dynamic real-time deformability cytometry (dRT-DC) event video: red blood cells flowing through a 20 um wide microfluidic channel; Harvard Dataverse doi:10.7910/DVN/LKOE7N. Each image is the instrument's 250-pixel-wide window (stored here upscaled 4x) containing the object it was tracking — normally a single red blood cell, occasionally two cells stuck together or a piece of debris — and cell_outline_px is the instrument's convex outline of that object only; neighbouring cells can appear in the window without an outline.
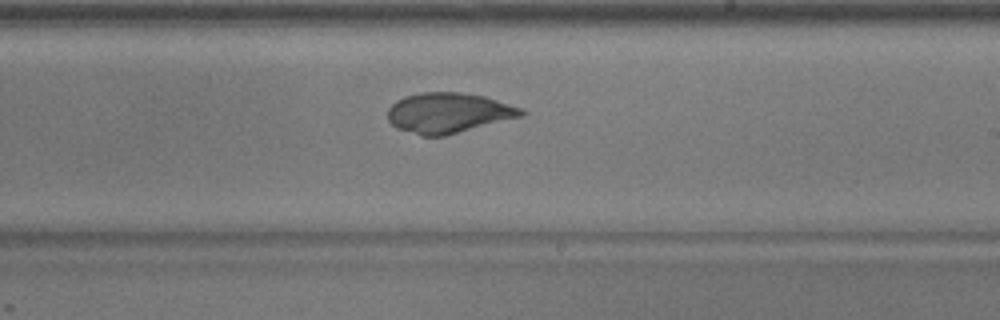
{"species": "common noctule bat (a hibernating species)", "species_latin": "Nyctalus noctula", "temperature_condition": "warm", "stored_images_in_passage": 48, "camera_frame_rate_fps": 3000, "um_per_image_px": 0.085, "animal": {"sex": "male", "body_mass_g": 17.9}, "frame": {"image": 1, "passage_image": 28, "time_ms": 9.0, "image_size_px": [1000, 320], "cell_outline_px": [[528, 112], [520, 116], [444, 136], [420, 136], [396, 128], [388, 120], [388, 108], [396, 100], [404, 96], [420, 92], [460, 92], [484, 96], [520, 108]], "centroid_in_image_um": [38.05, 9.59], "position_along_channel_um": 251.0, "area_um2": 31.1}}